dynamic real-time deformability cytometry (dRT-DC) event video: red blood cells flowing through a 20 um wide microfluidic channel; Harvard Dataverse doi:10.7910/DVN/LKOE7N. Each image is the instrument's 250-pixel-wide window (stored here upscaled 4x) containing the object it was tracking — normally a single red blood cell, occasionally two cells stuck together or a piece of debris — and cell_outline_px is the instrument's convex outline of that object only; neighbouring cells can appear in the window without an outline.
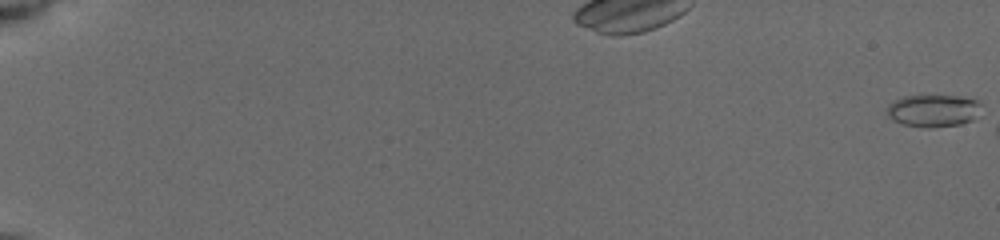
{"species": "common noctule bat (a hibernating species)", "species_latin": "Nyctalus noctula", "temperature_condition": "cold", "stored_images_in_passage": 7, "camera_frame_rate_fps": 3000, "um_per_image_px": 0.085, "animal": {"sex": "female", "body_mass_g": 19.5, "forearm_length_mm": 54.1}, "frame": {"image": 1, "passage_image": 1, "time_ms": 0.0, "image_size_px": [1000, 240], "cell_outline_px": [[980, 104], [972, 120], [960, 124], [928, 128], [904, 124], [892, 120], [888, 116], [884, 108], [888, 104], [904, 96], [960, 96], [980, 100]], "centroid_in_image_um": [79.27, 9.4], "position_along_channel_um": 5.7, "area_um2": 17.63}}